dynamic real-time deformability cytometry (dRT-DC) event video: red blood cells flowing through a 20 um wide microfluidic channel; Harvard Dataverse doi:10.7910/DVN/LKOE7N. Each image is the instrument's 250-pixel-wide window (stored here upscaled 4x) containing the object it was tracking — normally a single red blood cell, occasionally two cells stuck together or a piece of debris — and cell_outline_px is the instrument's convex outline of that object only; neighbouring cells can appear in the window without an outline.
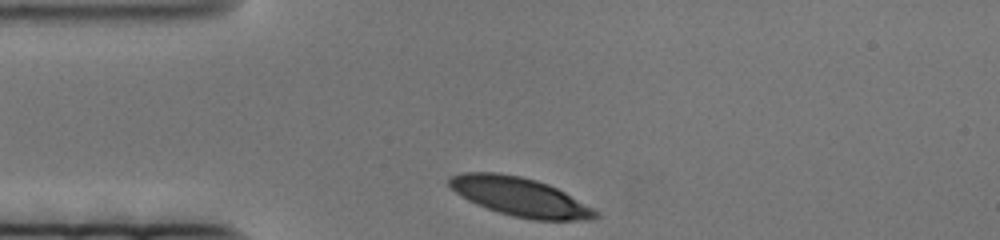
{"species": "human", "species_latin": "Homo sapiens", "temperature_condition": "cold", "stored_images_in_passage": 46, "camera_frame_rate_fps": 3000, "um_per_image_px": 0.085, "donor": {"sex": "female"}, "frame": {"image": 1, "passage_image": 1, "time_ms": 0.0, "image_size_px": [1000, 240], "cell_outline_px": [[600, 216], [592, 220], [532, 220], [512, 216], [476, 204], [468, 200], [456, 192], [448, 184], [448, 180], [452, 176], [460, 172], [500, 172], [520, 176], [536, 180], [548, 184], [564, 192], [600, 212]], "centroid_in_image_um": [44.21, 16.73], "position_along_channel_um": 40.8, "area_um2": 32.95}}
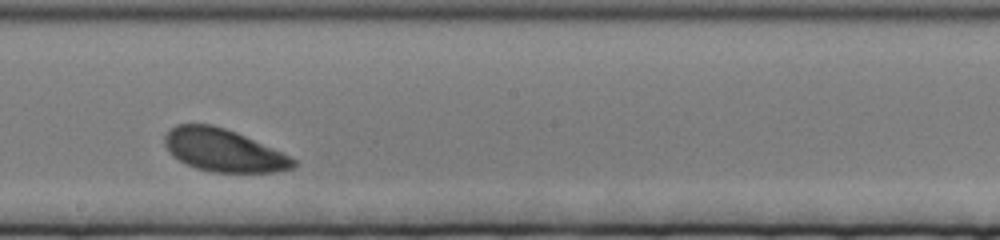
{"frame": {"image": 2, "passage_image": 27, "time_ms": 8.667, "image_size_px": [1000, 240], "cell_outline_px": [[296, 164], [292, 168], [276, 172], [212, 172], [196, 168], [184, 164], [172, 156], [168, 152], [164, 144], [164, 136], [176, 124], [212, 124], [236, 132], [280, 152], [296, 160]], "centroid_in_image_um": [18.93, 12.78], "position_along_channel_um": 229.3, "area_um2": 31.73}}
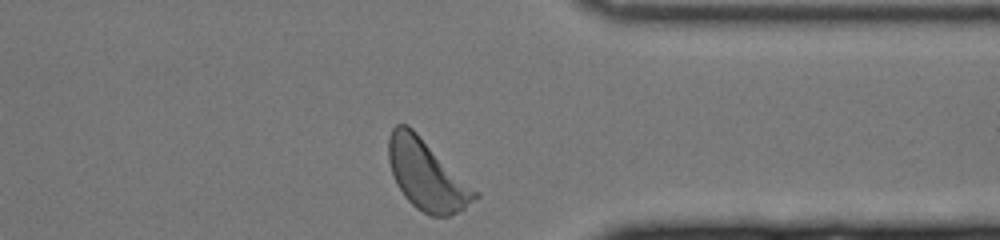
{"frame": {"image": 3, "passage_image": 46, "time_ms": 15.0, "image_size_px": [1000, 240], "cell_outline_px": [[480, 196], [464, 208], [448, 216], [432, 216], [416, 208], [404, 196], [396, 184], [388, 160], [388, 136], [392, 128], [396, 124], [408, 124], [480, 192]], "centroid_in_image_um": [36.28, 14.85], "position_along_channel_um": 375.1, "area_um2": 35.37}}